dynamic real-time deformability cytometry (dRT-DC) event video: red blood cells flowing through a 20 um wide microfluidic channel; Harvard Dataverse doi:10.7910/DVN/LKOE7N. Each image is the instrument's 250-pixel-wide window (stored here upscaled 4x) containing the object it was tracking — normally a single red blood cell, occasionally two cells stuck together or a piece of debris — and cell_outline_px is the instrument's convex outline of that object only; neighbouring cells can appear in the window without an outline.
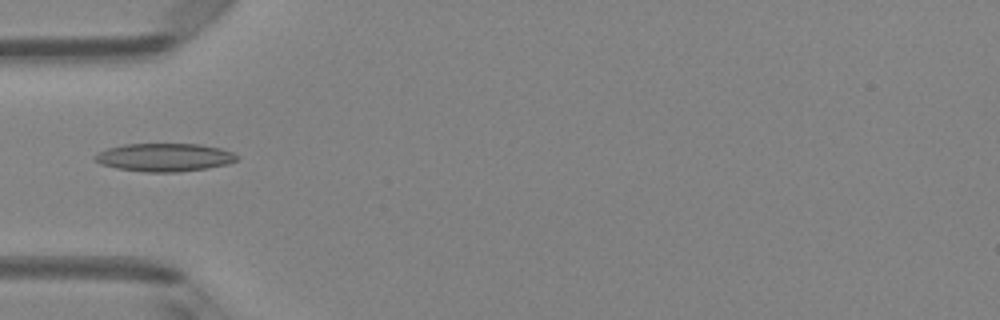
{"species": "Egyptian fruit bat (a non-hibernating species)", "species_latin": "Rousettus aegyptiacus", "temperature_condition": "room temperature", "stored_images_in_passage": 6, "camera_frame_rate_fps": 3000, "um_per_image_px": 0.085, "animal": {"sex": "female"}, "frame": {"image": 1, "passage_image": 5, "time_ms": 1.333, "image_size_px": [1000, 320], "cell_outline_px": [[240, 156], [236, 160], [228, 164], [208, 168], [176, 172], [144, 172], [116, 168], [100, 164], [92, 156], [108, 148], [124, 144], [200, 144], [220, 148], [232, 152]], "centroid_in_image_um": [13.99, 13.38], "position_along_channel_um": 71.0, "area_um2": 23.29}}
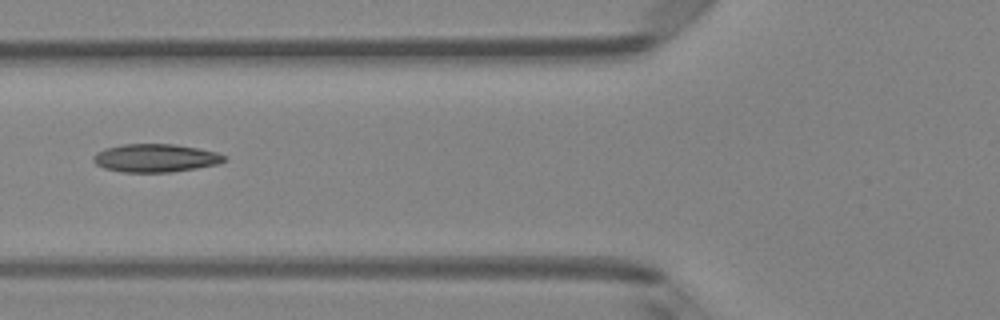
{"frame": {"image": 2, "passage_image": 6, "time_ms": 1.667, "image_size_px": [1000, 320], "cell_outline_px": [[228, 160], [216, 164], [196, 168], [172, 172], [124, 172], [104, 168], [96, 164], [92, 160], [92, 156], [96, 152], [104, 148], [120, 144], [172, 144], [196, 148], [216, 152], [224, 156]], "centroid_in_image_um": [13.16, 13.43], "position_along_channel_um": 112.6, "area_um2": 21.44}}